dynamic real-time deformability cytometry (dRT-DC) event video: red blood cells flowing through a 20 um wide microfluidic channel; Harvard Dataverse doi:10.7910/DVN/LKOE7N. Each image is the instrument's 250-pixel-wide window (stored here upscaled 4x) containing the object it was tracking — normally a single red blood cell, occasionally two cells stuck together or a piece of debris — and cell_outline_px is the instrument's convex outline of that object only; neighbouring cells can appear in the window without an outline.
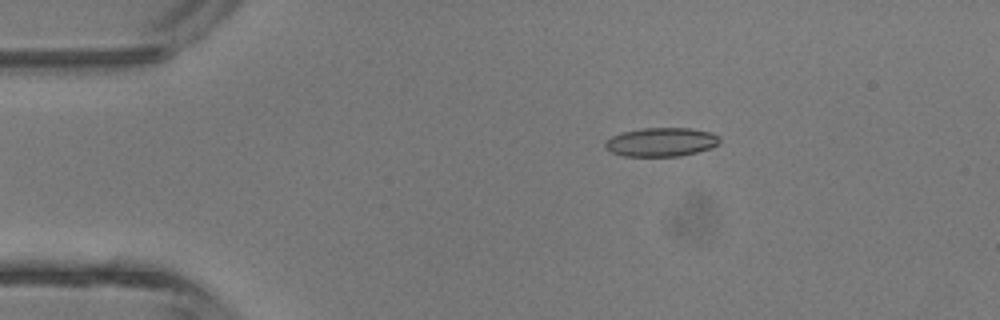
{"species": "common noctule bat (a hibernating species)", "species_latin": "Nyctalus noctula", "temperature_condition": "room temperature", "stored_images_in_passage": 6, "camera_frame_rate_fps": 3000, "um_per_image_px": 0.085, "animal": {"sex": "male", "body_mass_g": 13.3}, "frame": {"image": 1, "passage_image": 6, "time_ms": 6.667, "image_size_px": [1000, 320], "cell_outline_px": [[720, 144], [696, 152], [680, 156], [624, 156], [612, 152], [604, 148], [604, 140], [620, 132], [640, 128], [688, 128], [712, 132], [720, 136]], "centroid_in_image_um": [56.17, 12.06], "position_along_channel_um": 28.8, "area_um2": 19.42}}